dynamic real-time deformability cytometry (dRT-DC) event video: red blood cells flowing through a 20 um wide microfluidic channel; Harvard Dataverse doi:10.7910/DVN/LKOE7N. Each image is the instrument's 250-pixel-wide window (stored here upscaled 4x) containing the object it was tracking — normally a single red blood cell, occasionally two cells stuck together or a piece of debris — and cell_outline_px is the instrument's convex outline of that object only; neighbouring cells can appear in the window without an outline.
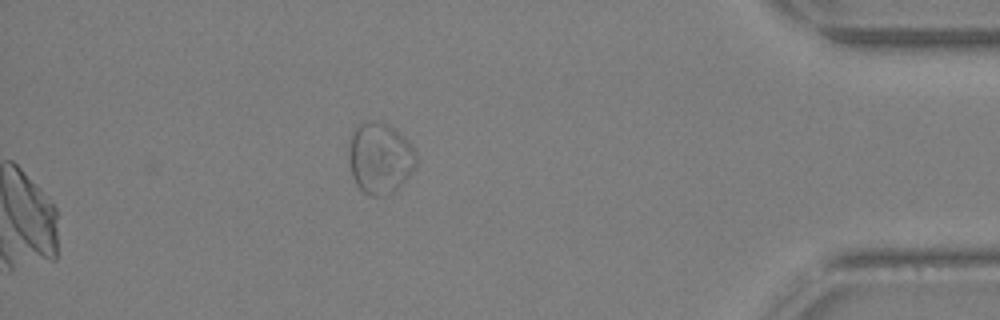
{"species": "Egyptian fruit bat (a non-hibernating species)", "species_latin": "Rousettus aegyptiacus", "temperature_condition": "warm", "stored_images_in_passage": 31, "camera_frame_rate_fps": 3000, "um_per_image_px": 0.085, "animal": {"sex": "female"}, "frame": {"image": 1, "passage_image": 31, "time_ms": 10.0, "image_size_px": [1000, 320], "cell_outline_px": [[416, 168], [396, 188], [384, 196], [372, 196], [364, 192], [356, 184], [352, 176], [348, 160], [348, 144], [352, 132], [356, 124], [364, 120], [380, 120], [388, 124], [416, 152]], "centroid_in_image_um": [32.23, 13.41], "position_along_channel_um": 403.0, "area_um2": 27.92}}